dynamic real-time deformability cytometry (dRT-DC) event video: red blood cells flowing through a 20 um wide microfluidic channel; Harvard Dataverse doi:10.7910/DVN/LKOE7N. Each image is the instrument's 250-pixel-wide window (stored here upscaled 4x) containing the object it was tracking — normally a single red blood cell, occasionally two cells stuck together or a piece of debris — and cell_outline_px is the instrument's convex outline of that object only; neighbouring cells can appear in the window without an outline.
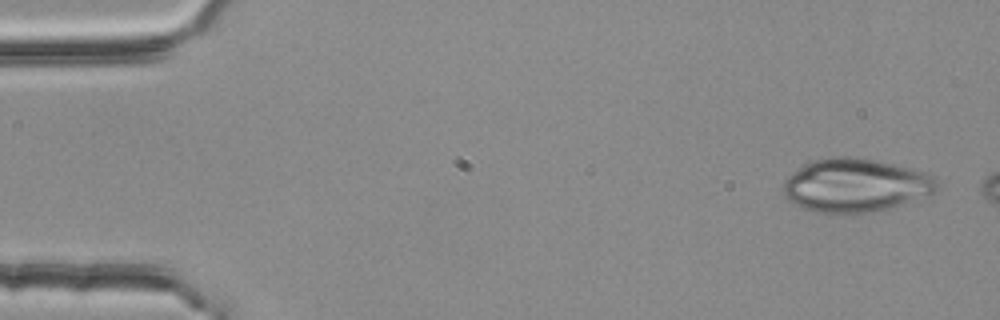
{"species": "common noctule bat (a hibernating species)", "species_latin": "Nyctalus noctula", "temperature_condition": "room temperature", "stored_images_in_passage": 3, "camera_frame_rate_fps": 3000, "um_per_image_px": 0.085, "animal": {"sex": "female", "body_mass_g": 25.1}, "frame": {"image": 1, "passage_image": 1, "time_ms": 0.0, "image_size_px": [1000, 320], "cell_outline_px": [[940, 188], [932, 196], [904, 204], [852, 216], [840, 216], [816, 212], [800, 208], [788, 200], [784, 196], [784, 180], [788, 176], [804, 164], [812, 160], [828, 156], [856, 156], [876, 160], [924, 172], [932, 176], [936, 180]], "centroid_in_image_um": [72.71, 15.79], "position_along_channel_um": 12.3, "area_um2": 49.07}}